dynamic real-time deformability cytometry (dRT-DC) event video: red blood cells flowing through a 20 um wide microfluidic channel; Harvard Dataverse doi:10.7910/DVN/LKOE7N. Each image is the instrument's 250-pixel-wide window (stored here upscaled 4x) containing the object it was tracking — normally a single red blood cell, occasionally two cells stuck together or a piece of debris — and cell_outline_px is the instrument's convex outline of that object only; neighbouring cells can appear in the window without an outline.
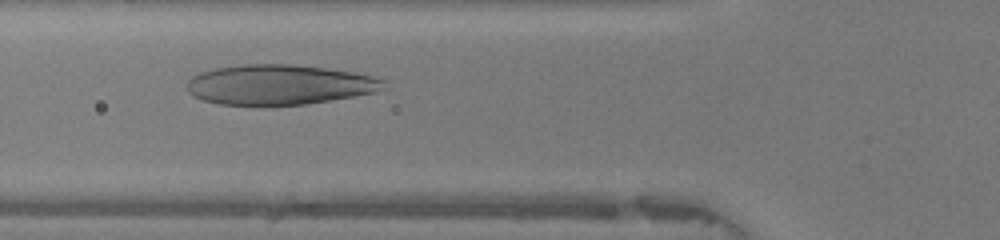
{"species": "human", "species_latin": "Homo sapiens", "temperature_condition": "warm", "stored_images_in_passage": 33, "camera_frame_rate_fps": 3000, "um_per_image_px": 0.085, "donor": {"sex": "female"}, "frame": {"image": 1, "passage_image": 12, "time_ms": 3.667, "image_size_px": [1000, 240], "cell_outline_px": [[392, 88], [376, 92], [356, 96], [304, 104], [220, 104], [204, 100], [192, 96], [184, 88], [188, 80], [192, 76], [200, 72], [216, 68], [244, 64], [292, 64], [356, 72], [388, 80]], "centroid_in_image_um": [23.82, 7.18], "position_along_channel_um": 102.0, "area_um2": 46.24}}
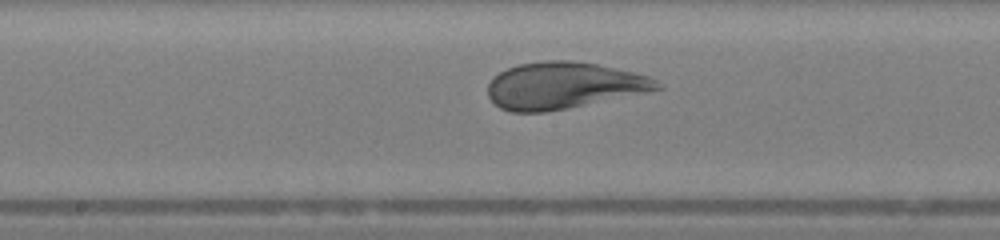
{"frame": {"image": 2, "passage_image": 19, "time_ms": 6.0, "image_size_px": [1000, 240], "cell_outline_px": [[664, 88], [648, 92], [544, 112], [512, 112], [500, 108], [488, 96], [488, 84], [500, 72], [508, 68], [520, 64], [548, 60], [572, 60], [596, 64], [616, 68], [648, 76], [664, 84]], "centroid_in_image_um": [47.93, 7.26], "position_along_channel_um": 200.3, "area_um2": 45.66}}
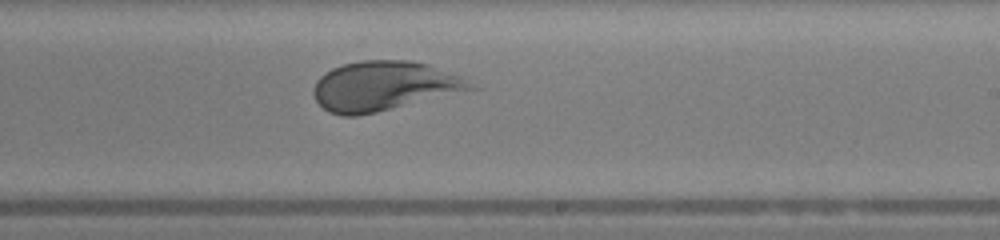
{"frame": {"image": 3, "passage_image": 23, "time_ms": 7.333, "image_size_px": [1000, 240], "cell_outline_px": [[484, 88], [376, 112], [356, 116], [344, 116], [328, 112], [316, 100], [312, 92], [316, 80], [324, 72], [332, 68], [344, 64], [360, 60], [408, 60], [428, 64], [464, 76]], "centroid_in_image_um": [32.73, 7.31], "position_along_channel_um": 256.3, "area_um2": 46.07}, "authors_computed_cell_mechanics": {"area_um2": 46.0088, "velocity_mm_per_s": 4.2038, "shape_relaxation_time_tau1_ms": 8.7176, "shape_relaxation_time_tau2_ms": null, "deformation_change_tau1": 0.3805, "deformation_change_tau2": null}}